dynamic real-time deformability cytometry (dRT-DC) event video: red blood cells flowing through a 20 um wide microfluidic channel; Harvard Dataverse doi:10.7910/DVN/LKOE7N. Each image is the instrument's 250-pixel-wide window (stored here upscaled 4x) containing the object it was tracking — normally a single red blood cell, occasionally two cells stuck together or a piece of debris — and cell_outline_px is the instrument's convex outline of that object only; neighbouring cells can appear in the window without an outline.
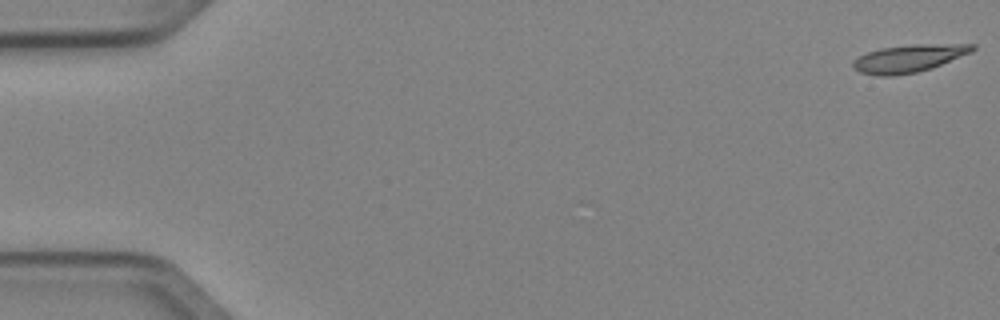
{"species": "Egyptian fruit bat (a non-hibernating species)", "species_latin": "Rousettus aegyptiacus", "temperature_condition": "cold", "stored_images_in_passage": 6, "segment_of_instrument_passage": [1, 2], "camera_frame_rate_fps": 3000, "um_per_image_px": 0.085, "animal": {"sex": "female"}, "frame": {"image": 1, "passage_image": 1, "time_ms": 0.0, "image_size_px": [1000, 320], "cell_outline_px": [[976, 48], [972, 52], [932, 68], [916, 72], [892, 76], [880, 76], [860, 72], [852, 64], [852, 60], [868, 52], [880, 48], [916, 44], [976, 44]], "centroid_in_image_um": [77.28, 4.96], "position_along_channel_um": 7.7, "area_um2": 19.07}}